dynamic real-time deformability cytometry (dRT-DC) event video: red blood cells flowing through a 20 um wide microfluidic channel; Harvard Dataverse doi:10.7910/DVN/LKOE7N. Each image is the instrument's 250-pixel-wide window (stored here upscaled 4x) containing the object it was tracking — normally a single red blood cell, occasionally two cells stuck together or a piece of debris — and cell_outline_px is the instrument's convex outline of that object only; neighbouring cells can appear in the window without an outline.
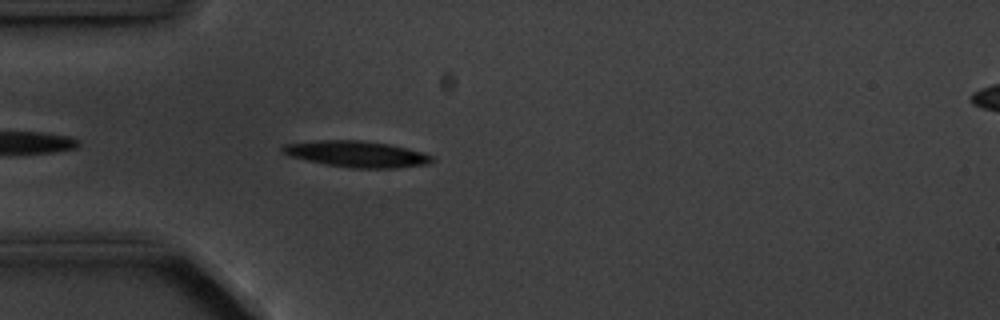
{"species": "common noctule bat (a hibernating species)", "species_latin": "Nyctalus noctula", "temperature_condition": "cold", "stored_images_in_passage": 5, "camera_frame_rate_fps": 3000, "um_per_image_px": 0.085, "animal": {"sex": "male", "body_mass_g": 20.1, "forearm_length_mm": 53.5}, "frame": {"image": 1, "passage_image": 5, "time_ms": 4.667, "image_size_px": [1000, 320], "cell_outline_px": [[436, 160], [428, 164], [396, 168], [348, 168], [324, 164], [304, 160], [288, 156], [280, 152], [280, 148], [284, 144], [316, 140], [360, 140], [388, 144], [424, 152], [432, 156]], "centroid_in_image_um": [30.28, 13.1], "position_along_channel_um": 54.7, "area_um2": 23.12}}